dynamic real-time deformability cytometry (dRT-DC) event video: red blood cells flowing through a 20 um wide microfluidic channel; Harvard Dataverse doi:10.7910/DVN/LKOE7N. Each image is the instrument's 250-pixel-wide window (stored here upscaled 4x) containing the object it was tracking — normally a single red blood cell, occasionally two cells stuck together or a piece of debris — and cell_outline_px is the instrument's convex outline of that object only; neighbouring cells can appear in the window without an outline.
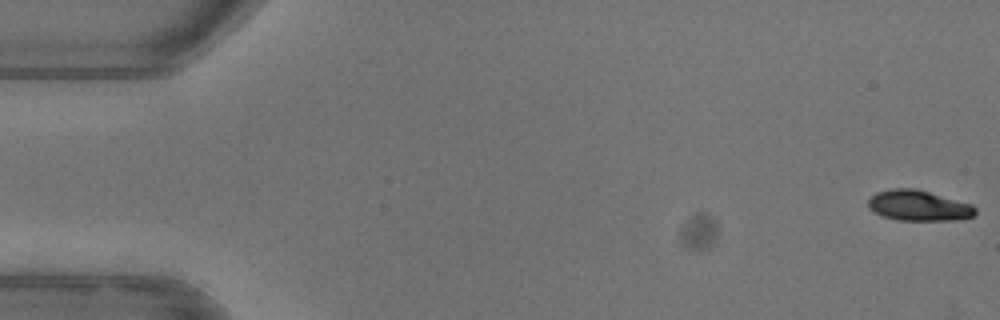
{"species": "common noctule bat (a hibernating species)", "species_latin": "Nyctalus noctula", "temperature_condition": "warm", "stored_images_in_passage": 52, "camera_frame_rate_fps": 3000, "um_per_image_px": 0.085, "animal": {"sex": "female"}, "frame": {"image": 1, "passage_image": 1, "time_ms": 0.0, "image_size_px": [1000, 320], "cell_outline_px": [[976, 212], [972, 216], [960, 220], [896, 220], [884, 216], [868, 208], [868, 200], [876, 192], [892, 188], [916, 188], [972, 204], [976, 208]], "centroid_in_image_um": [78.09, 17.47], "position_along_channel_um": 6.9, "area_um2": 19.07}}
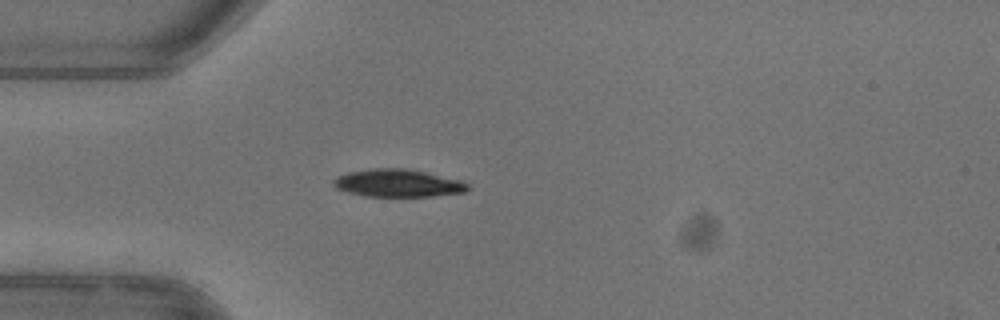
{"frame": {"image": 2, "passage_image": 15, "time_ms": 4.667, "image_size_px": [1000, 320], "cell_outline_px": [[468, 188], [464, 192], [432, 196], [364, 196], [348, 192], [336, 188], [332, 184], [332, 180], [336, 176], [348, 172], [372, 168], [404, 168], [424, 172], [460, 180], [468, 184]], "centroid_in_image_um": [33.76, 15.56], "position_along_channel_um": 51.2, "area_um2": 21.5}}
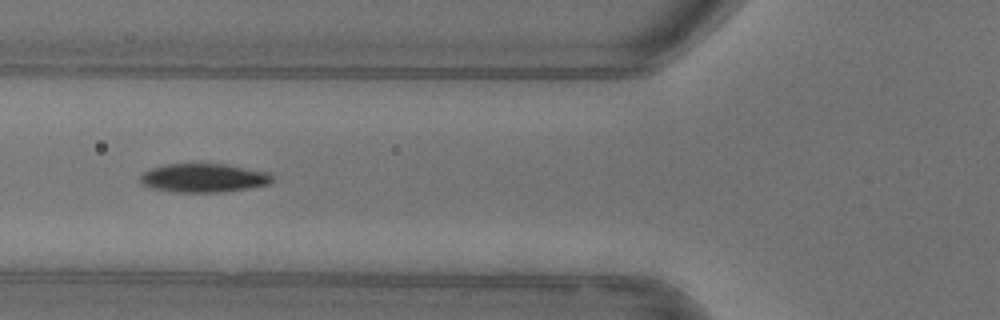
{"frame": {"image": 3, "passage_image": 20, "time_ms": 6.333, "image_size_px": [1000, 320], "cell_outline_px": [[272, 180], [268, 184], [248, 188], [224, 192], [172, 192], [152, 188], [140, 184], [140, 176], [144, 172], [152, 168], [164, 164], [224, 164], [268, 172], [272, 176]], "centroid_in_image_um": [17.27, 15.13], "position_along_channel_um": 108.5, "area_um2": 22.02}, "authors_computed_cell_mechanics": {"area_um2": 21.2993, "velocity_mm_per_s": 3.971, "shape_relaxation_time_tau1_ms": 2.8128, "shape_relaxation_time_tau2_ms": null, "deformation_change_tau1": 0.1412, "deformation_change_tau2": null}}